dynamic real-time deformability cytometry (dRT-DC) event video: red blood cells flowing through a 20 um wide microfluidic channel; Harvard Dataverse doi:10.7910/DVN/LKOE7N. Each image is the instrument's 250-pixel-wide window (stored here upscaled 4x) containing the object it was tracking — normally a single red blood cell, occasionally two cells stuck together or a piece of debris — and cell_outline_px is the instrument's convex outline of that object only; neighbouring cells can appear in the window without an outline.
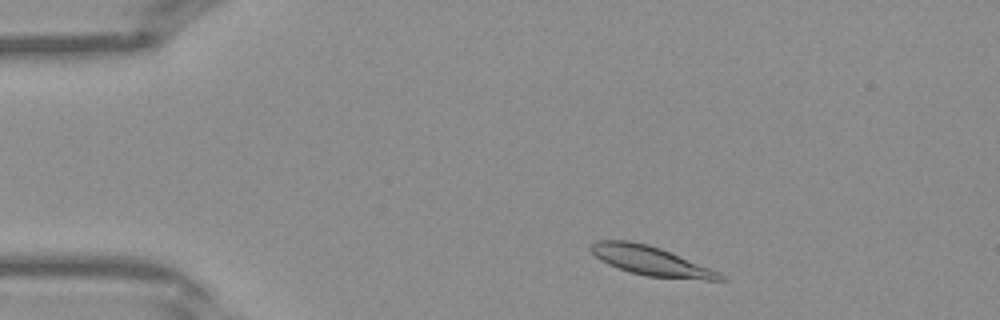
{"species": "Egyptian fruit bat (a non-hibernating species)", "species_latin": "Rousettus aegyptiacus", "temperature_condition": "warm", "stored_images_in_passage": 37, "camera_frame_rate_fps": 3000, "um_per_image_px": 0.085, "frame": {"image": 1, "passage_image": 3, "time_ms": 0.667, "image_size_px": [1000, 320], "cell_outline_px": [[728, 280], [704, 280], [648, 276], [628, 272], [608, 264], [600, 260], [588, 248], [596, 240], [628, 240], [648, 244], [660, 248], [720, 272]], "centroid_in_image_um": [55.31, 22.17], "position_along_channel_um": 29.7, "area_um2": 21.96}}
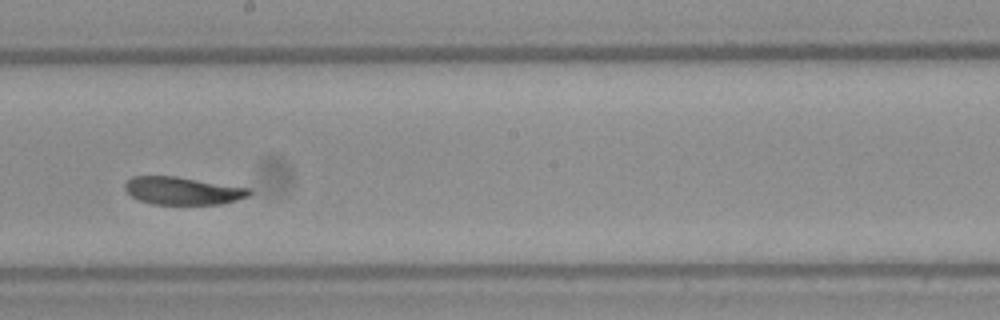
{"frame": {"image": 2, "passage_image": 19, "time_ms": 6.0, "image_size_px": [1000, 320], "cell_outline_px": [[252, 192], [248, 196], [236, 200], [220, 204], [152, 204], [140, 200], [132, 196], [124, 188], [124, 184], [132, 176], [176, 176], [252, 188]], "centroid_in_image_um": [15.55, 16.21], "position_along_channel_um": 232.6, "area_um2": 20.11}}
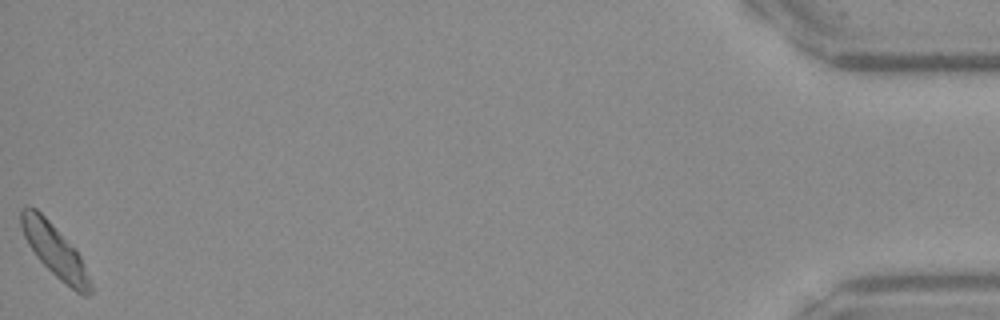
{"frame": {"image": 3, "passage_image": 37, "time_ms": 12.0, "image_size_px": [1000, 320], "cell_outline_px": [[92, 292], [88, 296], [84, 296], [76, 292], [60, 280], [36, 256], [28, 244], [20, 228], [20, 208], [28, 204], [36, 208], [76, 248], [80, 256], [92, 284]], "centroid_in_image_um": [4.64, 21.28], "position_along_channel_um": 430.6, "area_um2": 21.27}}